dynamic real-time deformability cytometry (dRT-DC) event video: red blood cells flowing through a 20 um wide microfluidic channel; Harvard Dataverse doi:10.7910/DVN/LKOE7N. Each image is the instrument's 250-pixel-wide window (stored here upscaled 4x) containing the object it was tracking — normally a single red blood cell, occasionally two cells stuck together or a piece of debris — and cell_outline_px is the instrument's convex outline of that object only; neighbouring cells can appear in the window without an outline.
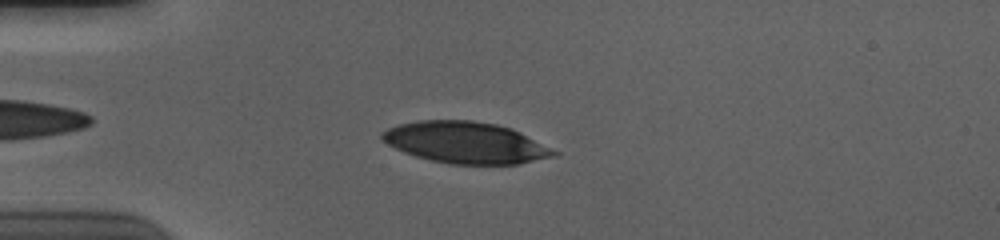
{"species": "human", "species_latin": "Homo sapiens", "temperature_condition": "cold", "stored_images_in_passage": 42, "camera_frame_rate_fps": 3000, "um_per_image_px": 0.085, "donor": {"sex": "male"}, "frame": {"image": 1, "passage_image": 6, "time_ms": 1.667, "image_size_px": [1000, 240], "cell_outline_px": [[560, 152], [556, 156], [520, 164], [448, 164], [416, 156], [404, 152], [388, 144], [380, 136], [380, 132], [388, 128], [400, 124], [420, 120], [472, 120], [496, 124], [512, 128]], "centroid_in_image_um": [39.61, 12.12], "position_along_channel_um": 45.4, "area_um2": 41.5}}
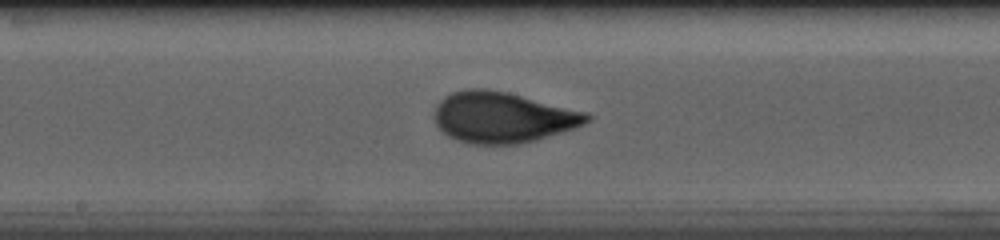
{"frame": {"image": 2, "passage_image": 21, "time_ms": 6.667, "image_size_px": [1000, 240], "cell_outline_px": [[592, 120], [576, 128], [536, 140], [516, 144], [472, 144], [456, 140], [448, 136], [436, 124], [436, 104], [444, 96], [452, 92], [464, 88], [484, 88], [508, 92], [588, 112], [592, 116]], "centroid_in_image_um": [42.76, 9.96], "position_along_channel_um": 205.4, "area_um2": 45.43}}
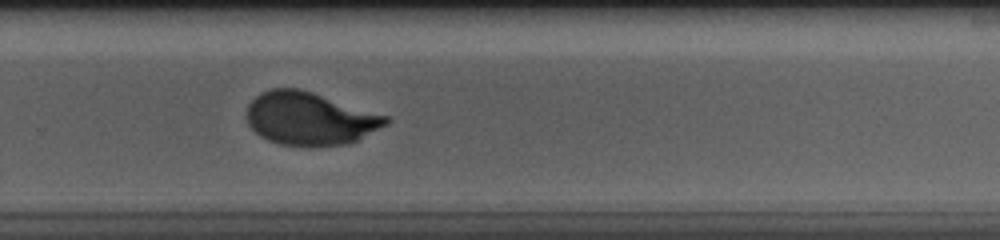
{"frame": {"image": 3, "passage_image": 29, "time_ms": 9.333, "image_size_px": [1000, 240], "cell_outline_px": [[392, 120], [388, 124], [348, 144], [280, 144], [268, 140], [260, 136], [248, 124], [248, 104], [260, 92], [272, 88], [300, 88], [388, 116]], "centroid_in_image_um": [26.33, 10.04], "position_along_channel_um": 303.5, "area_um2": 42.19}, "authors_computed_cell_mechanics": {"area_um2": 43.1477, "velocity_mm_per_s": 3.686, "shape_relaxation_time_tau1_ms": 4.4388, "shape_relaxation_time_tau2_ms": null, "deformation_change_tau1": 0.1967, "deformation_change_tau2": null}}